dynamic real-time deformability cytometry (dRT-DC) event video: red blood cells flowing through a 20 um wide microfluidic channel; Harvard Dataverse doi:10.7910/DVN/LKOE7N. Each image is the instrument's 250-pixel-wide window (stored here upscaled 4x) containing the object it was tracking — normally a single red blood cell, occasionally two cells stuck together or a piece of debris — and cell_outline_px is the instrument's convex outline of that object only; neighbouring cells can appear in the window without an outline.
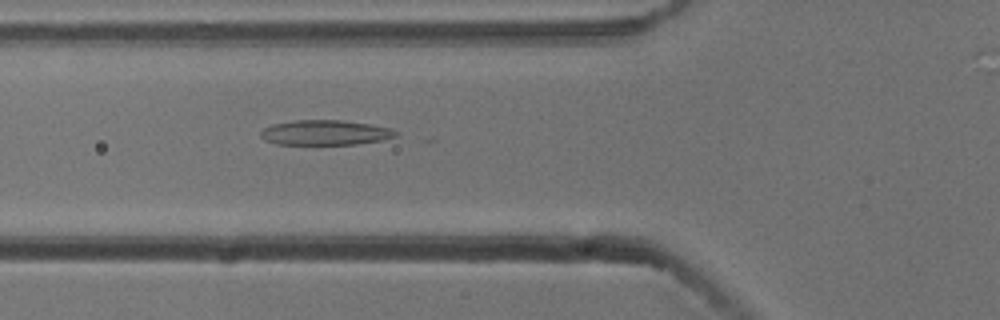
{"species": "common noctule bat (a hibernating species)", "species_latin": "Nyctalus noctula", "temperature_condition": "cold", "stored_images_in_passage": 43, "camera_frame_rate_fps": 3000, "um_per_image_px": 0.085, "animal": {"sex": "male", "body_mass_g": 13.3}, "frame": {"image": 1, "passage_image": 15, "time_ms": 4.667, "image_size_px": [1000, 320], "cell_outline_px": [[400, 132], [396, 136], [384, 140], [356, 144], [276, 144], [264, 140], [260, 136], [260, 132], [264, 128], [272, 124], [292, 120], [340, 120], [372, 124], [392, 128]], "centroid_in_image_um": [27.67, 11.26], "position_along_channel_um": 98.1, "area_um2": 19.88}}
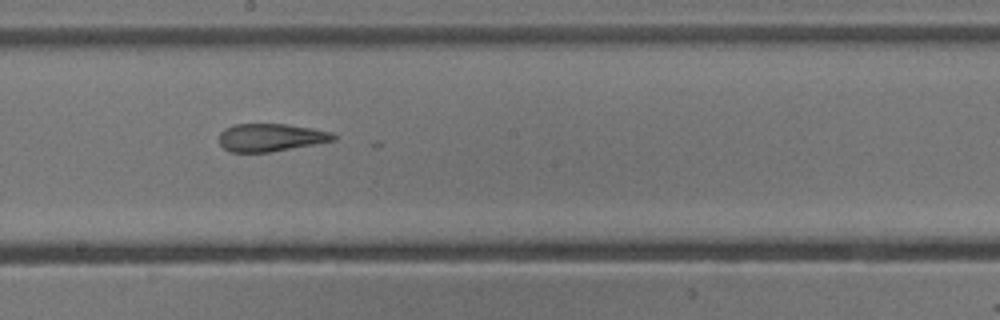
{"frame": {"image": 2, "passage_image": 25, "time_ms": 8.0, "image_size_px": [1000, 320], "cell_outline_px": [[336, 140], [268, 152], [228, 152], [220, 144], [220, 132], [224, 128], [232, 124], [288, 124], [312, 128], [332, 132], [336, 136]], "centroid_in_image_um": [22.99, 11.67], "position_along_channel_um": 225.2, "area_um2": 18.5}}
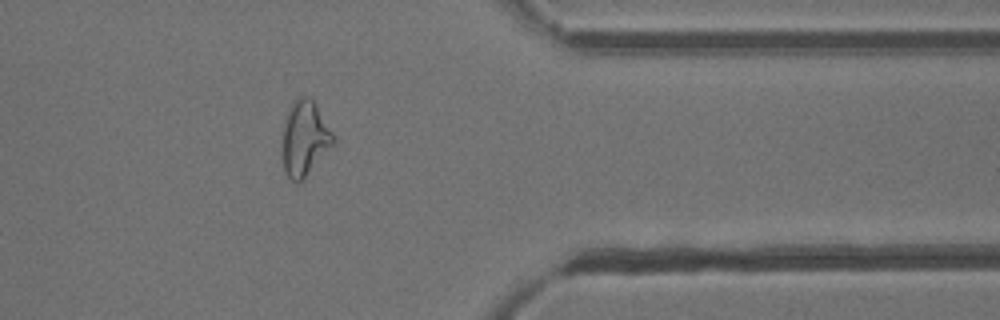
{"frame": {"image": 3, "passage_image": 39, "time_ms": 12.667, "image_size_px": [1000, 320], "cell_outline_px": [[336, 144], [296, 184], [284, 172], [284, 124], [288, 108], [300, 96], [308, 96], [316, 104], [332, 132], [336, 140]], "centroid_in_image_um": [25.93, 11.74], "position_along_channel_um": 385.5, "area_um2": 21.73}}